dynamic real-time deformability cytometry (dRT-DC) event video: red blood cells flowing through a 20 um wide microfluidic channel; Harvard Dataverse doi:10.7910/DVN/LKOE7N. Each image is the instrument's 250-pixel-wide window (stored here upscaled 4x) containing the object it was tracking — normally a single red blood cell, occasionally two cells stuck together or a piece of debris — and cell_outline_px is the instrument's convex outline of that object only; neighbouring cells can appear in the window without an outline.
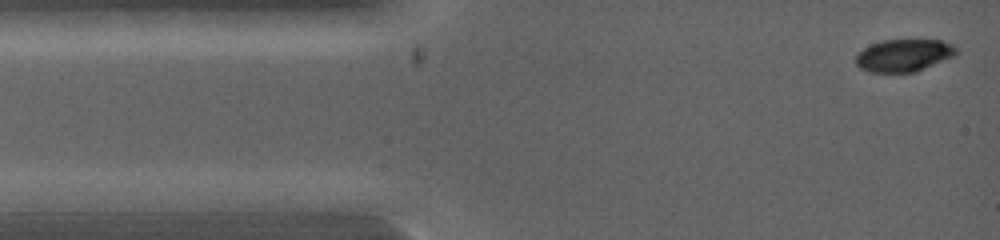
{"species": "common noctule bat (a hibernating species)", "species_latin": "Nyctalus noctula", "temperature_condition": "warm", "stored_images_in_passage": 9, "camera_frame_rate_fps": 5000, "um_per_image_px": 0.085, "animal": {"sex": "female", "body_mass_g": 19.0, "forearm_length_mm": 53.3}, "frame": {"image": 1, "passage_image": 1, "time_ms": 0.0, "image_size_px": [1000, 240], "cell_outline_px": [[956, 52], [952, 56], [916, 72], [872, 72], [860, 68], [856, 64], [856, 56], [864, 48], [872, 44], [884, 40], [940, 40], [952, 44], [956, 48]], "centroid_in_image_um": [76.8, 4.71], "position_along_channel_um": 8.2, "area_um2": 18.61}}
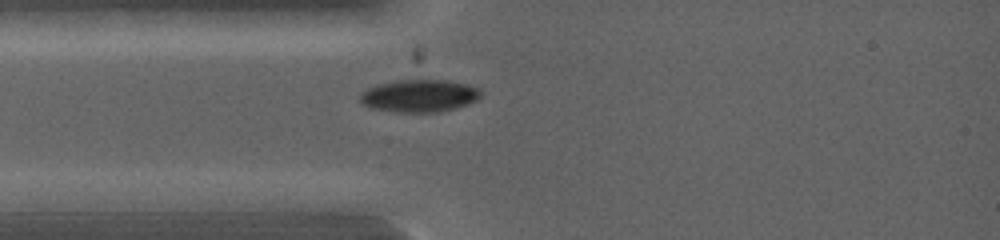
{"frame": {"image": 2, "passage_image": 7, "time_ms": 1.8, "image_size_px": [1000, 240], "cell_outline_px": [[480, 96], [476, 100], [468, 104], [456, 108], [440, 112], [396, 112], [372, 108], [360, 104], [360, 92], [376, 84], [396, 80], [448, 80], [468, 84], [480, 88]], "centroid_in_image_um": [35.62, 8.14], "position_along_channel_um": 49.4, "area_um2": 23.12}}
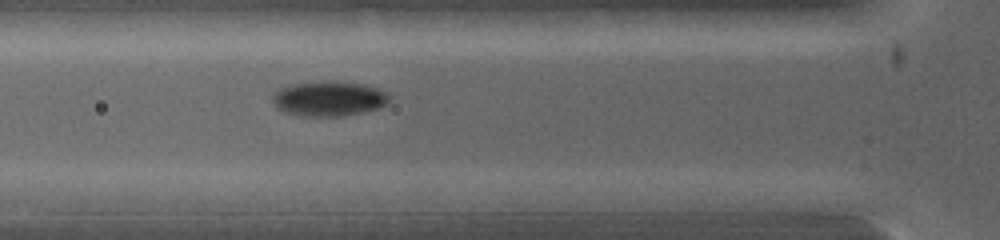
{"frame": {"image": 3, "passage_image": 9, "time_ms": 2.6, "image_size_px": [1000, 240], "cell_outline_px": [[388, 100], [380, 108], [344, 116], [304, 116], [284, 112], [276, 108], [272, 100], [272, 96], [276, 92], [288, 84], [332, 80], [360, 84], [376, 88], [384, 92], [388, 96]], "centroid_in_image_um": [27.9, 8.39], "position_along_channel_um": 97.9, "area_um2": 23.64}}